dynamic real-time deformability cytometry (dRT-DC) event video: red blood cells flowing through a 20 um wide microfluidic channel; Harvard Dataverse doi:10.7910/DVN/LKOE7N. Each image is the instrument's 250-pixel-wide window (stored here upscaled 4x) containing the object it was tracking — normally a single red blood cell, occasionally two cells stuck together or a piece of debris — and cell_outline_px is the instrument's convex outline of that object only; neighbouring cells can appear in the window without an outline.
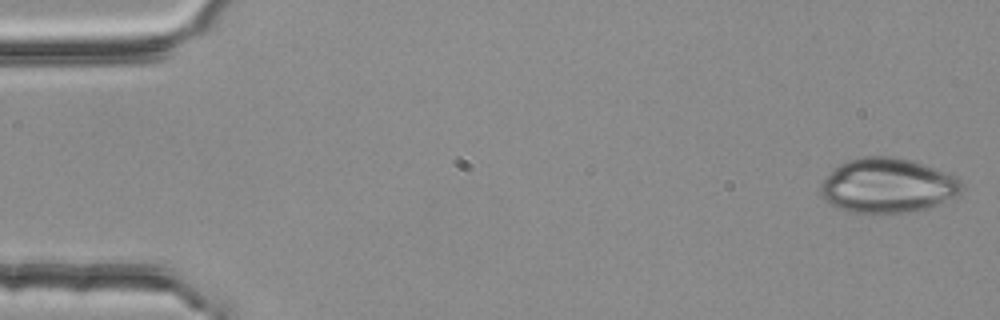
{"species": "common noctule bat (a hibernating species)", "species_latin": "Nyctalus noctula", "temperature_condition": "room temperature", "stored_images_in_passage": 3, "camera_frame_rate_fps": 3000, "um_per_image_px": 0.085, "animal": {"sex": "female", "body_mass_g": 25.1}, "frame": {"image": 1, "passage_image": 1, "time_ms": 0.0, "image_size_px": [1000, 320], "cell_outline_px": [[964, 192], [956, 196], [928, 208], [908, 212], [848, 212], [824, 200], [820, 196], [820, 184], [840, 164], [848, 160], [864, 156], [892, 156], [924, 164], [956, 176], [964, 184]], "centroid_in_image_um": [75.48, 15.77], "position_along_channel_um": 9.5, "area_um2": 44.74}}